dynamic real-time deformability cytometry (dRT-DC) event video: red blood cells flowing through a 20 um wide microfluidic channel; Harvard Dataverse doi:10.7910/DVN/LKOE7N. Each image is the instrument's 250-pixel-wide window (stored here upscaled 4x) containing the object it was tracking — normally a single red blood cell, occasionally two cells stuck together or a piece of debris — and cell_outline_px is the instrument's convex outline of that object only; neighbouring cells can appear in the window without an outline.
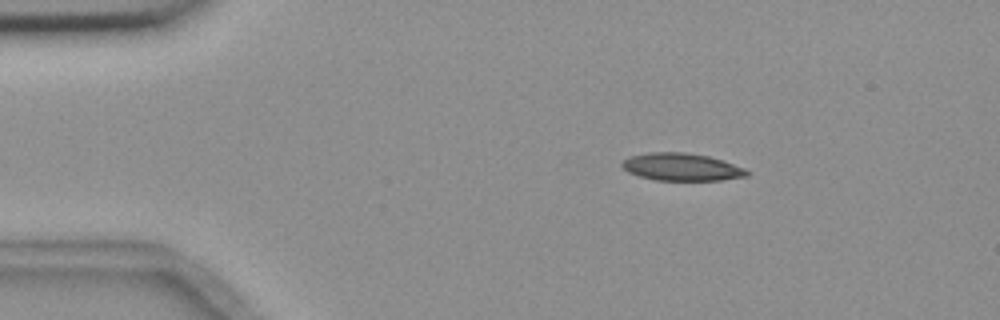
{"species": "common noctule bat (a hibernating species)", "species_latin": "Nyctalus noctula", "temperature_condition": "room temperature", "stored_images_in_passage": 4, "camera_frame_rate_fps": 3000, "um_per_image_px": 0.085, "animal": {"sex": "female", "body_mass_g": 18.4}, "frame": {"image": 1, "passage_image": 2, "time_ms": 1.333, "image_size_px": [1000, 320], "cell_outline_px": [[752, 172], [748, 176], [720, 180], [656, 180], [640, 176], [628, 172], [620, 164], [628, 156], [648, 152], [684, 152], [708, 156], [744, 168]], "centroid_in_image_um": [57.92, 14.19], "position_along_channel_um": 27.1, "area_um2": 19.94}}
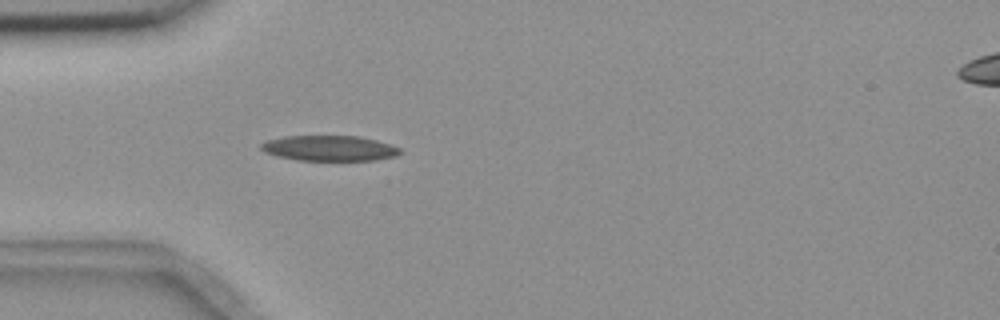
{"frame": {"image": 2, "passage_image": 4, "time_ms": 3.667, "image_size_px": [1000, 320], "cell_outline_px": [[400, 152], [396, 156], [376, 160], [296, 160], [276, 156], [264, 152], [260, 148], [260, 144], [264, 140], [284, 136], [360, 136], [376, 140], [400, 148]], "centroid_in_image_um": [27.94, 12.59], "position_along_channel_um": 57.1, "area_um2": 20.63}}